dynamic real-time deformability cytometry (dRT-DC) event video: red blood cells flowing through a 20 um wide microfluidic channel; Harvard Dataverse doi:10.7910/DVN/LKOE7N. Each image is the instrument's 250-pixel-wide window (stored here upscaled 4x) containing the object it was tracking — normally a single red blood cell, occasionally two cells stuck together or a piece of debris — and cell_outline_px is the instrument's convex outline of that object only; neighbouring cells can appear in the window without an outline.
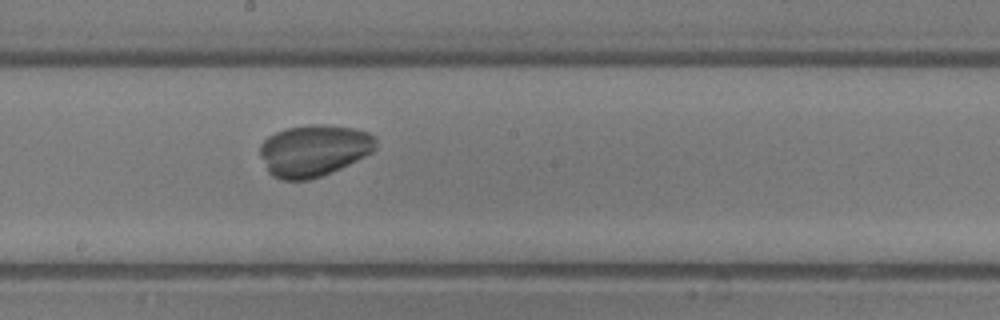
{"species": "common noctule bat (a hibernating species)", "species_latin": "Nyctalus noctula", "temperature_condition": "room temperature", "stored_images_in_passage": 7, "camera_frame_rate_fps": 3000, "um_per_image_px": 0.085, "animal": {"sex": "male", "body_mass_g": 13.3}, "frame": {"image": 1, "passage_image": 7, "time_ms": 7.0, "image_size_px": [1000, 320], "cell_outline_px": [[376, 148], [372, 152], [332, 172], [308, 180], [280, 180], [272, 176], [268, 172], [260, 156], [260, 144], [268, 136], [276, 132], [288, 128], [308, 124], [320, 124], [356, 128], [368, 132], [376, 136]], "centroid_in_image_um": [26.67, 12.78], "position_along_channel_um": 221.5, "area_um2": 35.03}}